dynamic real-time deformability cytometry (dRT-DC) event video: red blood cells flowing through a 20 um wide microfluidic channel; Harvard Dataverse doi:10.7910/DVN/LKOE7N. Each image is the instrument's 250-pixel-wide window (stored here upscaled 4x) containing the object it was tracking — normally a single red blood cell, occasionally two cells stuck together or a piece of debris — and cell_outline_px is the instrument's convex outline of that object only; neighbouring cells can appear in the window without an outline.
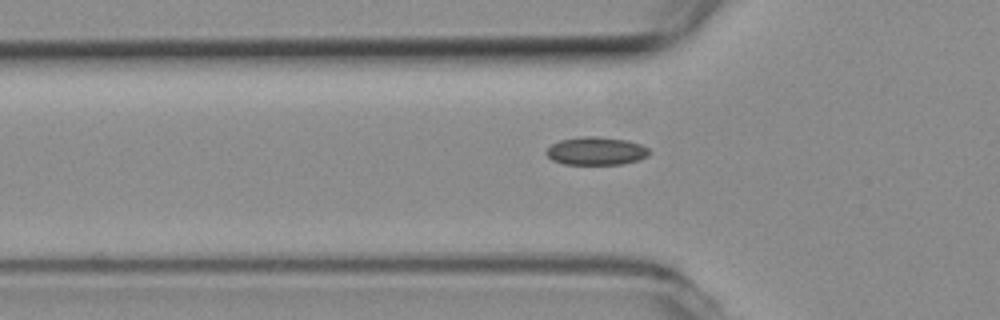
{"species": "common noctule bat (a hibernating species)", "species_latin": "Nyctalus noctula", "temperature_condition": "room temperature", "stored_images_in_passage": 37, "camera_frame_rate_fps": 3000, "um_per_image_px": 0.085, "animal": {"sex": "female", "body_mass_g": 19.3, "forearm_length_mm": 54.1}, "frame": {"image": 1, "passage_image": 6, "time_ms": 1.667, "image_size_px": [1000, 320], "cell_outline_px": [[652, 152], [648, 156], [640, 160], [620, 164], [564, 164], [552, 160], [544, 152], [552, 144], [560, 140], [584, 136], [596, 136], [628, 140], [640, 144], [648, 148]], "centroid_in_image_um": [50.7, 12.83], "position_along_channel_um": 75.1, "area_um2": 16.94}}
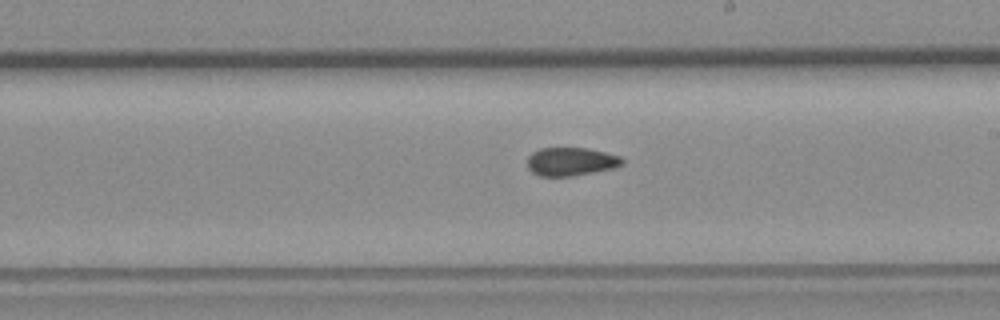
{"frame": {"image": 2, "passage_image": 19, "time_ms": 6.0, "image_size_px": [1000, 320], "cell_outline_px": [[624, 164], [612, 168], [572, 176], [540, 176], [532, 172], [528, 168], [528, 156], [532, 152], [540, 148], [588, 148], [620, 156], [624, 160]], "centroid_in_image_um": [48.52, 13.73], "position_along_channel_um": 240.5, "area_um2": 15.61}}
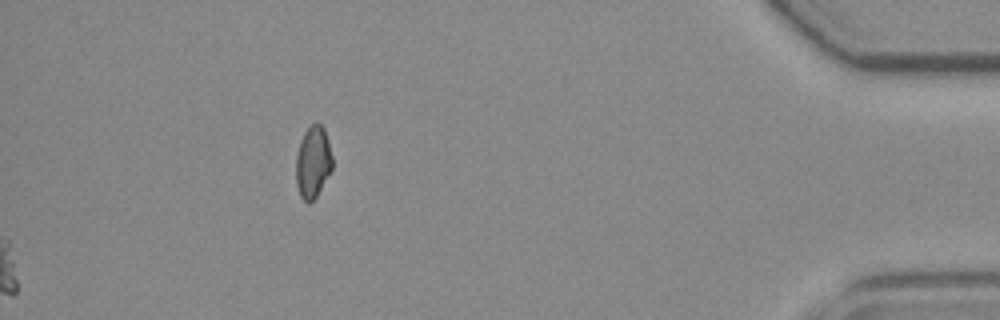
{"frame": {"image": 3, "passage_image": 37, "time_ms": 12.0, "image_size_px": [1000, 320], "cell_outline_px": [[332, 168], [316, 196], [308, 204], [300, 196], [296, 184], [296, 156], [300, 140], [304, 132], [316, 120], [324, 128], [328, 140], [332, 156]], "centroid_in_image_um": [26.59, 13.75], "position_along_channel_um": 408.6, "area_um2": 15.2}, "authors_computed_cell_mechanics": {"area_um2": 16.1262, "velocity_mm_per_s": 3.7988, "shape_relaxation_time_tau1_ms": null, "shape_relaxation_time_tau2_ms": 3.3897, "deformation_change_tau1": null, "deformation_change_tau2": 0.0801}}